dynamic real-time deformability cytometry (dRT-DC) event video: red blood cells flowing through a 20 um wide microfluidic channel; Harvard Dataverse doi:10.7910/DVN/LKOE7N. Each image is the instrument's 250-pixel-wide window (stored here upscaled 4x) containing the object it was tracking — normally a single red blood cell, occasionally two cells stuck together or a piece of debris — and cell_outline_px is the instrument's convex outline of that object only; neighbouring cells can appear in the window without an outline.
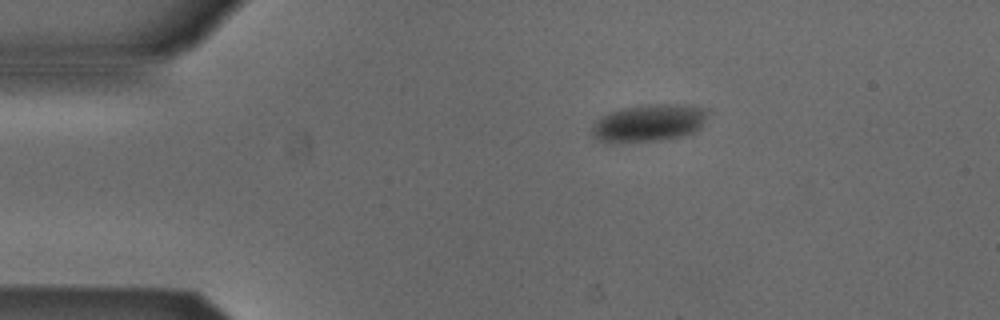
{"species": "Egyptian fruit bat (a non-hibernating species)", "species_latin": "Rousettus aegyptiacus", "temperature_condition": "cold", "stored_images_in_passage": 45, "camera_frame_rate_fps": 3000, "um_per_image_px": 0.085, "animal": {"sex": "male"}, "frame": {"image": 1, "passage_image": 1, "time_ms": 0.0, "image_size_px": [1000, 320], "cell_outline_px": [[704, 116], [700, 128], [684, 136], [660, 140], [612, 144], [596, 140], [592, 136], [592, 128], [604, 116], [612, 112], [628, 108], [700, 108], [704, 112]], "centroid_in_image_um": [55.0, 10.59], "position_along_channel_um": 30.0, "area_um2": 23.12}}
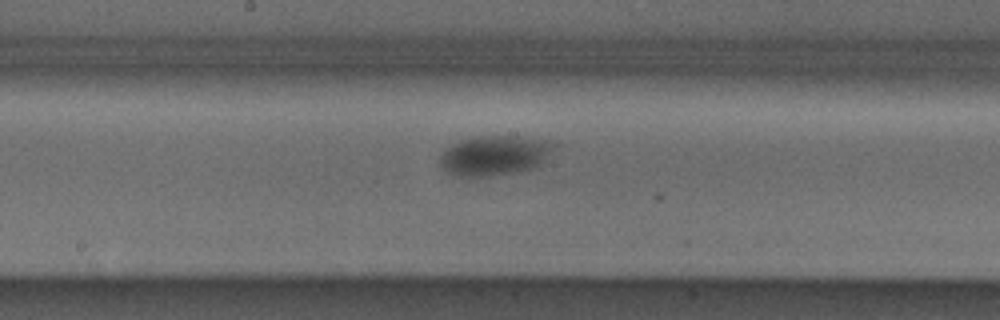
{"frame": {"image": 2, "passage_image": 19, "time_ms": 6.0, "image_size_px": [1000, 320], "cell_outline_px": [[560, 144], [544, 164], [532, 168], [492, 176], [460, 176], [448, 172], [444, 168], [444, 152], [448, 148], [472, 136], [532, 136], [552, 140]], "centroid_in_image_um": [42.27, 13.17], "position_along_channel_um": 205.9, "area_um2": 26.53}}
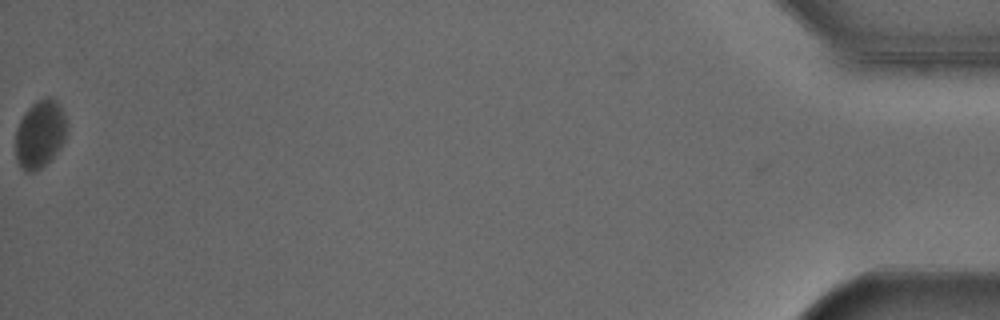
{"frame": {"image": 3, "passage_image": 45, "time_ms": 14.667, "image_size_px": [1000, 320], "cell_outline_px": [[64, 140], [60, 148], [36, 172], [24, 172], [20, 168], [16, 160], [16, 128], [24, 112], [36, 100], [48, 96], [56, 100], [64, 116]], "centroid_in_image_um": [3.34, 11.41], "position_along_channel_um": 431.9, "area_um2": 19.94}}